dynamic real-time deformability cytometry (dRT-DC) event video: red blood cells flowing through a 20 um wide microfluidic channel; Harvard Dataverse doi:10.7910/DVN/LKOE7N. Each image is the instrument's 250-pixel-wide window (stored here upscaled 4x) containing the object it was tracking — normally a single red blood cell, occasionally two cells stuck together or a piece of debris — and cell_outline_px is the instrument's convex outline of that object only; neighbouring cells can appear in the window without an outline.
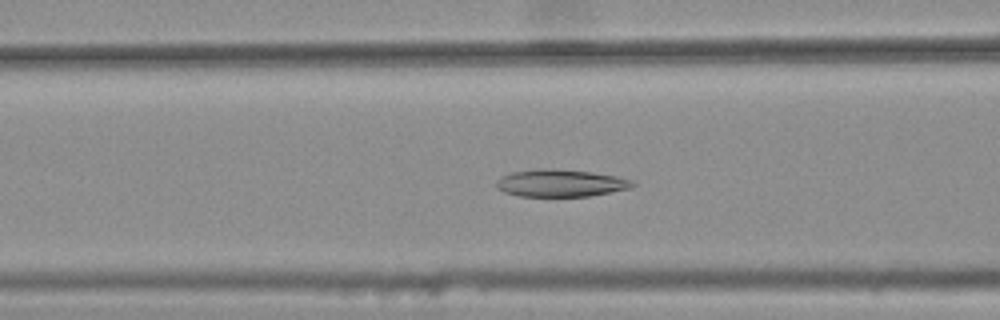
{"species": "common noctule bat (a hibernating species)", "species_latin": "Nyctalus noctula", "temperature_condition": "warm", "stored_images_in_passage": 31, "camera_frame_rate_fps": 3000, "um_per_image_px": 0.085, "animal": {"sex": "female", "body_mass_g": 25.1}, "frame": {"image": 1, "passage_image": 10, "time_ms": 3.0, "image_size_px": [1000, 320], "cell_outline_px": [[636, 184], [632, 188], [588, 196], [520, 196], [504, 192], [496, 188], [496, 180], [500, 176], [512, 172], [536, 168], [544, 168], [592, 172], [616, 176], [632, 180]], "centroid_in_image_um": [47.62, 15.56], "position_along_channel_um": 119.0, "area_um2": 21.73}}
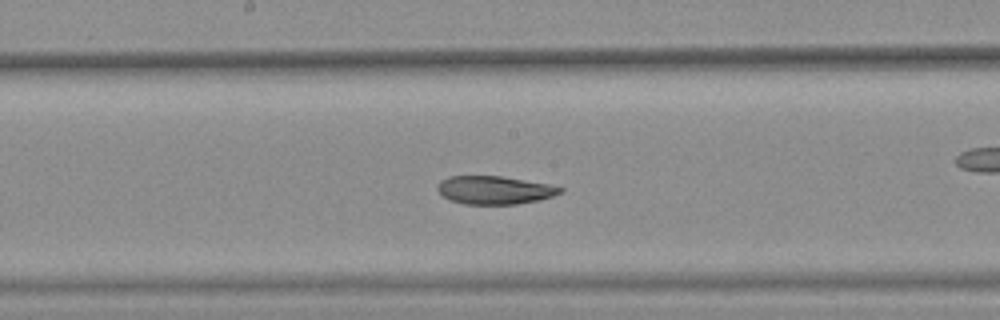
{"frame": {"image": 2, "passage_image": 17, "time_ms": 5.333, "image_size_px": [1000, 320], "cell_outline_px": [[564, 192], [540, 200], [516, 204], [464, 204], [452, 200], [444, 196], [436, 188], [440, 180], [448, 176], [500, 176], [548, 184], [564, 188]], "centroid_in_image_um": [42.05, 16.15], "position_along_channel_um": 206.2, "area_um2": 20.06}}
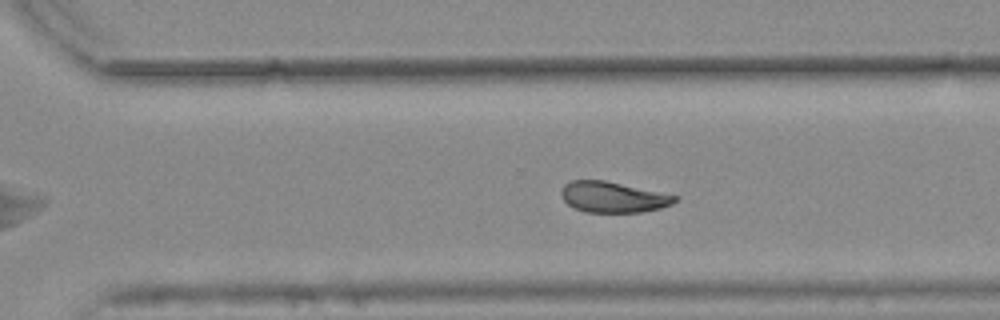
{"frame": {"image": 3, "passage_image": 26, "time_ms": 8.333, "image_size_px": [1000, 320], "cell_outline_px": [[676, 200], [672, 204], [660, 208], [640, 212], [584, 212], [572, 208], [564, 200], [560, 192], [564, 184], [572, 180], [604, 180], [676, 196]], "centroid_in_image_um": [52.03, 16.76], "position_along_channel_um": 318.6, "area_um2": 20.11}, "authors_computed_cell_mechanics": {"area_um2": 21.2126, "velocity_mm_per_s": 3.745, "shape_relaxation_time_tau1_ms": null, "shape_relaxation_time_tau2_ms": 5.098, "deformation_change_tau1": null, "deformation_change_tau2": 0.0898}}